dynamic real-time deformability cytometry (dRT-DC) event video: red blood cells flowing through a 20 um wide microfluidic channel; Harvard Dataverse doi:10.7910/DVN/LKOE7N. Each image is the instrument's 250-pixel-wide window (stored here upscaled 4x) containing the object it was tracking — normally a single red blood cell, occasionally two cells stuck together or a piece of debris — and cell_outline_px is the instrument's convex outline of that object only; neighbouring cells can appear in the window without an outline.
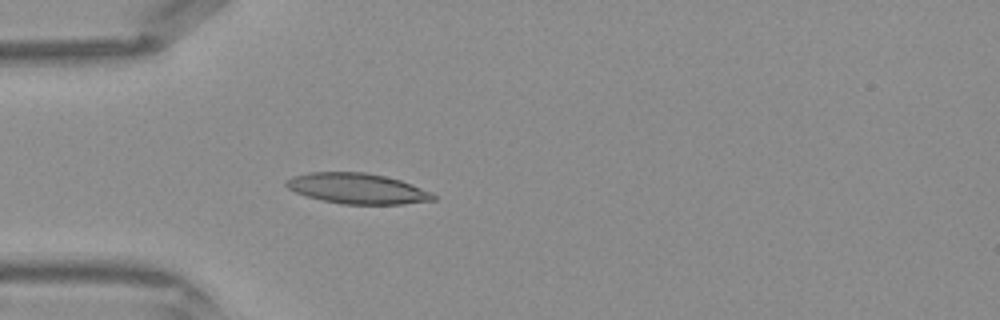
{"species": "Egyptian fruit bat (a non-hibernating species)", "species_latin": "Rousettus aegyptiacus", "temperature_condition": "warm", "stored_images_in_passage": 43, "camera_frame_rate_fps": 3000, "um_per_image_px": 0.085, "frame": {"image": 1, "passage_image": 13, "time_ms": 4.0, "image_size_px": [1000, 320], "cell_outline_px": [[436, 200], [400, 204], [344, 204], [324, 200], [308, 196], [296, 192], [288, 188], [284, 184], [284, 180], [292, 176], [308, 172], [364, 172], [384, 176], [400, 180], [432, 192], [436, 196]], "centroid_in_image_um": [30.36, 16.02], "position_along_channel_um": 54.6, "area_um2": 26.01}}
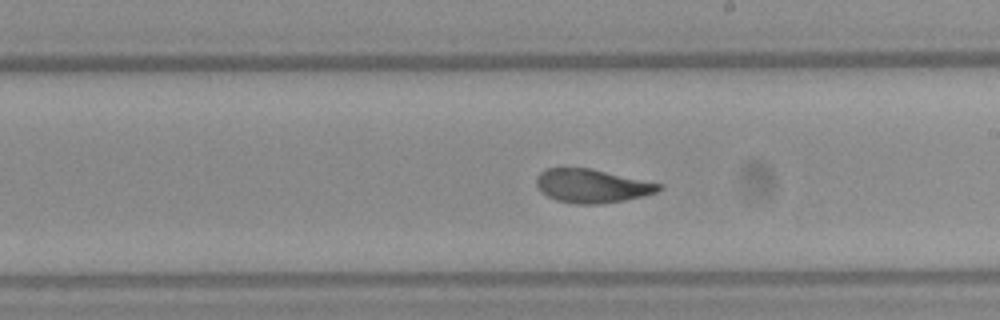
{"frame": {"image": 2, "passage_image": 25, "time_ms": 8.0, "image_size_px": [1000, 320], "cell_outline_px": [[664, 188], [656, 192], [624, 200], [600, 204], [576, 204], [556, 200], [548, 196], [536, 184], [536, 176], [540, 172], [548, 168], [592, 168], [664, 184]], "centroid_in_image_um": [50.35, 15.79], "position_along_channel_um": 238.6, "area_um2": 23.99}}
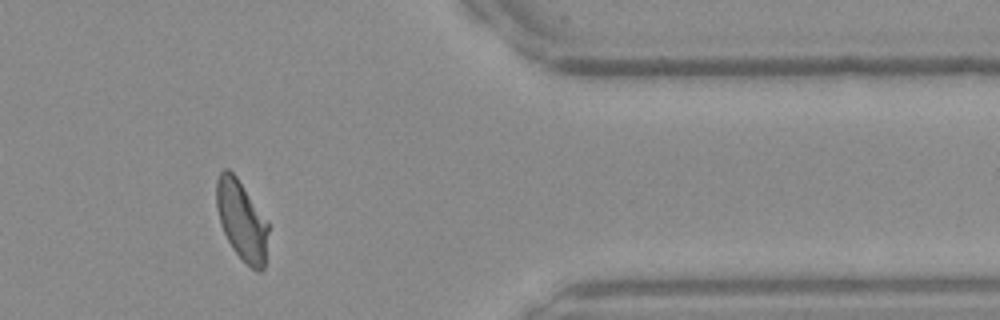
{"frame": {"image": 3, "passage_image": 36, "time_ms": 11.667, "image_size_px": [1000, 320], "cell_outline_px": [[268, 232], [264, 268], [260, 272], [256, 272], [232, 248], [224, 232], [216, 208], [216, 180], [220, 172], [224, 168], [228, 168], [236, 176], [268, 220]], "centroid_in_image_um": [20.55, 18.71], "position_along_channel_um": 390.9, "area_um2": 23.99}}